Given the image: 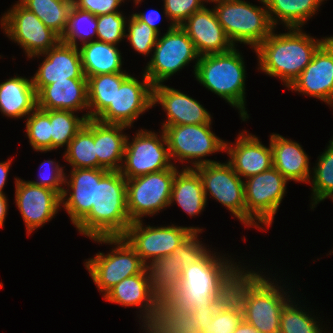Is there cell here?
Returning a JSON list of instances; mask_svg holds the SVG:
<instances>
[{
	"mask_svg": "<svg viewBox=\"0 0 333 333\" xmlns=\"http://www.w3.org/2000/svg\"><path fill=\"white\" fill-rule=\"evenodd\" d=\"M221 259L208 252L199 262L187 266L182 271L180 287L168 300L179 309L191 311L207 310L218 299H227L241 269Z\"/></svg>",
	"mask_w": 333,
	"mask_h": 333,
	"instance_id": "1",
	"label": "cell"
},
{
	"mask_svg": "<svg viewBox=\"0 0 333 333\" xmlns=\"http://www.w3.org/2000/svg\"><path fill=\"white\" fill-rule=\"evenodd\" d=\"M288 33L270 35L255 49L260 70L279 77L286 87L301 74L311 62L314 53L327 40H316L300 28H289ZM292 30V31H291Z\"/></svg>",
	"mask_w": 333,
	"mask_h": 333,
	"instance_id": "2",
	"label": "cell"
},
{
	"mask_svg": "<svg viewBox=\"0 0 333 333\" xmlns=\"http://www.w3.org/2000/svg\"><path fill=\"white\" fill-rule=\"evenodd\" d=\"M127 179L120 171H108L96 182L95 205L75 226L88 237L122 236L132 223L127 211Z\"/></svg>",
	"mask_w": 333,
	"mask_h": 333,
	"instance_id": "3",
	"label": "cell"
},
{
	"mask_svg": "<svg viewBox=\"0 0 333 333\" xmlns=\"http://www.w3.org/2000/svg\"><path fill=\"white\" fill-rule=\"evenodd\" d=\"M251 272L243 269L235 276L231 295L240 304L246 322L260 333H279L282 308L291 298L286 299L274 283Z\"/></svg>",
	"mask_w": 333,
	"mask_h": 333,
	"instance_id": "4",
	"label": "cell"
},
{
	"mask_svg": "<svg viewBox=\"0 0 333 333\" xmlns=\"http://www.w3.org/2000/svg\"><path fill=\"white\" fill-rule=\"evenodd\" d=\"M243 61L235 47L225 53L202 55L195 63L194 74L204 87L238 108L244 121L249 116L245 110Z\"/></svg>",
	"mask_w": 333,
	"mask_h": 333,
	"instance_id": "5",
	"label": "cell"
},
{
	"mask_svg": "<svg viewBox=\"0 0 333 333\" xmlns=\"http://www.w3.org/2000/svg\"><path fill=\"white\" fill-rule=\"evenodd\" d=\"M216 3L214 11L218 22L234 46L235 42H243L255 50L274 31L267 9L242 0H218Z\"/></svg>",
	"mask_w": 333,
	"mask_h": 333,
	"instance_id": "6",
	"label": "cell"
},
{
	"mask_svg": "<svg viewBox=\"0 0 333 333\" xmlns=\"http://www.w3.org/2000/svg\"><path fill=\"white\" fill-rule=\"evenodd\" d=\"M92 239L101 243L117 245L110 254L104 255L100 252L85 263L93 282L101 292H105L104 295L123 279L140 274L147 268L122 236Z\"/></svg>",
	"mask_w": 333,
	"mask_h": 333,
	"instance_id": "7",
	"label": "cell"
},
{
	"mask_svg": "<svg viewBox=\"0 0 333 333\" xmlns=\"http://www.w3.org/2000/svg\"><path fill=\"white\" fill-rule=\"evenodd\" d=\"M170 24L167 32L157 38L151 61L144 71L153 87L162 84L190 61L197 59V62L200 58L195 45L181 26Z\"/></svg>",
	"mask_w": 333,
	"mask_h": 333,
	"instance_id": "8",
	"label": "cell"
},
{
	"mask_svg": "<svg viewBox=\"0 0 333 333\" xmlns=\"http://www.w3.org/2000/svg\"><path fill=\"white\" fill-rule=\"evenodd\" d=\"M288 180L274 167L244 181L246 226H257L258 220L268 227L283 199ZM255 224V225H254Z\"/></svg>",
	"mask_w": 333,
	"mask_h": 333,
	"instance_id": "9",
	"label": "cell"
},
{
	"mask_svg": "<svg viewBox=\"0 0 333 333\" xmlns=\"http://www.w3.org/2000/svg\"><path fill=\"white\" fill-rule=\"evenodd\" d=\"M175 166L146 175L127 179V211L131 222L144 215H154L170 205Z\"/></svg>",
	"mask_w": 333,
	"mask_h": 333,
	"instance_id": "10",
	"label": "cell"
},
{
	"mask_svg": "<svg viewBox=\"0 0 333 333\" xmlns=\"http://www.w3.org/2000/svg\"><path fill=\"white\" fill-rule=\"evenodd\" d=\"M210 125L211 123L163 126L162 130L166 136L171 159L177 157L181 162L195 159L192 163L194 167L186 168L217 163V161L201 159L214 152L225 150V141L215 136L210 130Z\"/></svg>",
	"mask_w": 333,
	"mask_h": 333,
	"instance_id": "11",
	"label": "cell"
},
{
	"mask_svg": "<svg viewBox=\"0 0 333 333\" xmlns=\"http://www.w3.org/2000/svg\"><path fill=\"white\" fill-rule=\"evenodd\" d=\"M1 23L5 34L19 43L29 58L40 56L61 41L57 33L20 2L1 18Z\"/></svg>",
	"mask_w": 333,
	"mask_h": 333,
	"instance_id": "12",
	"label": "cell"
},
{
	"mask_svg": "<svg viewBox=\"0 0 333 333\" xmlns=\"http://www.w3.org/2000/svg\"><path fill=\"white\" fill-rule=\"evenodd\" d=\"M155 132L136 133L133 142L126 140L124 165L120 172L126 179L158 172L173 167L164 131L158 138ZM165 145V146H164ZM166 147V148H165Z\"/></svg>",
	"mask_w": 333,
	"mask_h": 333,
	"instance_id": "13",
	"label": "cell"
},
{
	"mask_svg": "<svg viewBox=\"0 0 333 333\" xmlns=\"http://www.w3.org/2000/svg\"><path fill=\"white\" fill-rule=\"evenodd\" d=\"M193 231L201 232L202 229L196 227H143L142 220L132 222L122 237L135 250L141 260L147 265L156 259L165 257L173 253L176 247L182 243Z\"/></svg>",
	"mask_w": 333,
	"mask_h": 333,
	"instance_id": "14",
	"label": "cell"
},
{
	"mask_svg": "<svg viewBox=\"0 0 333 333\" xmlns=\"http://www.w3.org/2000/svg\"><path fill=\"white\" fill-rule=\"evenodd\" d=\"M195 170L201 178L206 199L209 192L246 225L244 181L232 166L228 162L226 164L217 162L200 165L195 167Z\"/></svg>",
	"mask_w": 333,
	"mask_h": 333,
	"instance_id": "15",
	"label": "cell"
},
{
	"mask_svg": "<svg viewBox=\"0 0 333 333\" xmlns=\"http://www.w3.org/2000/svg\"><path fill=\"white\" fill-rule=\"evenodd\" d=\"M150 107H153V86L150 80L143 74L141 83L129 75L117 88L113 102L96 120L130 127Z\"/></svg>",
	"mask_w": 333,
	"mask_h": 333,
	"instance_id": "16",
	"label": "cell"
},
{
	"mask_svg": "<svg viewBox=\"0 0 333 333\" xmlns=\"http://www.w3.org/2000/svg\"><path fill=\"white\" fill-rule=\"evenodd\" d=\"M16 205L27 227L28 235L49 222L61 206V196L47 187H41L15 178Z\"/></svg>",
	"mask_w": 333,
	"mask_h": 333,
	"instance_id": "17",
	"label": "cell"
},
{
	"mask_svg": "<svg viewBox=\"0 0 333 333\" xmlns=\"http://www.w3.org/2000/svg\"><path fill=\"white\" fill-rule=\"evenodd\" d=\"M288 88L333 106V47L327 41Z\"/></svg>",
	"mask_w": 333,
	"mask_h": 333,
	"instance_id": "18",
	"label": "cell"
},
{
	"mask_svg": "<svg viewBox=\"0 0 333 333\" xmlns=\"http://www.w3.org/2000/svg\"><path fill=\"white\" fill-rule=\"evenodd\" d=\"M104 299L125 307L143 305L141 308H145L142 311L145 312L143 318L146 331L156 320L160 299L152 289L148 267L142 273L120 281L104 295Z\"/></svg>",
	"mask_w": 333,
	"mask_h": 333,
	"instance_id": "19",
	"label": "cell"
},
{
	"mask_svg": "<svg viewBox=\"0 0 333 333\" xmlns=\"http://www.w3.org/2000/svg\"><path fill=\"white\" fill-rule=\"evenodd\" d=\"M47 55L32 77L38 93L44 86L68 79H87L82 70L79 48L59 42L55 47L42 53Z\"/></svg>",
	"mask_w": 333,
	"mask_h": 333,
	"instance_id": "20",
	"label": "cell"
},
{
	"mask_svg": "<svg viewBox=\"0 0 333 333\" xmlns=\"http://www.w3.org/2000/svg\"><path fill=\"white\" fill-rule=\"evenodd\" d=\"M181 28L189 36L200 56L225 53L235 47L218 22L214 9L206 6L193 13Z\"/></svg>",
	"mask_w": 333,
	"mask_h": 333,
	"instance_id": "21",
	"label": "cell"
},
{
	"mask_svg": "<svg viewBox=\"0 0 333 333\" xmlns=\"http://www.w3.org/2000/svg\"><path fill=\"white\" fill-rule=\"evenodd\" d=\"M159 103L167 112L163 126L211 123V116L198 101L186 94L159 84L153 87V106Z\"/></svg>",
	"mask_w": 333,
	"mask_h": 333,
	"instance_id": "22",
	"label": "cell"
},
{
	"mask_svg": "<svg viewBox=\"0 0 333 333\" xmlns=\"http://www.w3.org/2000/svg\"><path fill=\"white\" fill-rule=\"evenodd\" d=\"M225 151L231 157L228 163L240 177L243 176L245 179L273 167L271 146L267 148L257 137L245 134V131L239 134L234 147L225 142Z\"/></svg>",
	"mask_w": 333,
	"mask_h": 333,
	"instance_id": "23",
	"label": "cell"
},
{
	"mask_svg": "<svg viewBox=\"0 0 333 333\" xmlns=\"http://www.w3.org/2000/svg\"><path fill=\"white\" fill-rule=\"evenodd\" d=\"M108 171L98 168H79L72 169L70 181L65 177L64 183H68L72 192H69L67 201L61 198V204L64 205L75 226L90 212L92 205H95L96 182H99Z\"/></svg>",
	"mask_w": 333,
	"mask_h": 333,
	"instance_id": "24",
	"label": "cell"
},
{
	"mask_svg": "<svg viewBox=\"0 0 333 333\" xmlns=\"http://www.w3.org/2000/svg\"><path fill=\"white\" fill-rule=\"evenodd\" d=\"M37 108L41 110L88 109L87 79H66L44 86L37 93Z\"/></svg>",
	"mask_w": 333,
	"mask_h": 333,
	"instance_id": "25",
	"label": "cell"
},
{
	"mask_svg": "<svg viewBox=\"0 0 333 333\" xmlns=\"http://www.w3.org/2000/svg\"><path fill=\"white\" fill-rule=\"evenodd\" d=\"M273 167L277 169L288 181L310 182V168L308 156L301 145L292 140L285 139L279 134L270 136Z\"/></svg>",
	"mask_w": 333,
	"mask_h": 333,
	"instance_id": "26",
	"label": "cell"
},
{
	"mask_svg": "<svg viewBox=\"0 0 333 333\" xmlns=\"http://www.w3.org/2000/svg\"><path fill=\"white\" fill-rule=\"evenodd\" d=\"M122 124H106L94 119V143L98 162L109 171H120L124 159L127 136ZM119 162H122L121 164Z\"/></svg>",
	"mask_w": 333,
	"mask_h": 333,
	"instance_id": "27",
	"label": "cell"
},
{
	"mask_svg": "<svg viewBox=\"0 0 333 333\" xmlns=\"http://www.w3.org/2000/svg\"><path fill=\"white\" fill-rule=\"evenodd\" d=\"M37 108V92L32 79L13 77L0 83V111L8 117L20 118Z\"/></svg>",
	"mask_w": 333,
	"mask_h": 333,
	"instance_id": "28",
	"label": "cell"
},
{
	"mask_svg": "<svg viewBox=\"0 0 333 333\" xmlns=\"http://www.w3.org/2000/svg\"><path fill=\"white\" fill-rule=\"evenodd\" d=\"M177 204L190 216L199 214L206 206V196L198 172L194 168H184L176 172L172 183L170 204Z\"/></svg>",
	"mask_w": 333,
	"mask_h": 333,
	"instance_id": "29",
	"label": "cell"
},
{
	"mask_svg": "<svg viewBox=\"0 0 333 333\" xmlns=\"http://www.w3.org/2000/svg\"><path fill=\"white\" fill-rule=\"evenodd\" d=\"M79 51L86 78L123 72L121 71V53L114 44L94 40L83 44Z\"/></svg>",
	"mask_w": 333,
	"mask_h": 333,
	"instance_id": "30",
	"label": "cell"
},
{
	"mask_svg": "<svg viewBox=\"0 0 333 333\" xmlns=\"http://www.w3.org/2000/svg\"><path fill=\"white\" fill-rule=\"evenodd\" d=\"M323 1L324 0H260V2L266 6V9H268L272 25L276 27L279 18L288 29L301 28L304 22L315 14Z\"/></svg>",
	"mask_w": 333,
	"mask_h": 333,
	"instance_id": "31",
	"label": "cell"
},
{
	"mask_svg": "<svg viewBox=\"0 0 333 333\" xmlns=\"http://www.w3.org/2000/svg\"><path fill=\"white\" fill-rule=\"evenodd\" d=\"M128 76V74L120 72L87 78L88 109H90L86 113L87 119H97L109 107L117 88Z\"/></svg>",
	"mask_w": 333,
	"mask_h": 333,
	"instance_id": "32",
	"label": "cell"
},
{
	"mask_svg": "<svg viewBox=\"0 0 333 333\" xmlns=\"http://www.w3.org/2000/svg\"><path fill=\"white\" fill-rule=\"evenodd\" d=\"M198 322L192 311L179 309L168 299L160 300L156 320L146 333H202Z\"/></svg>",
	"mask_w": 333,
	"mask_h": 333,
	"instance_id": "33",
	"label": "cell"
},
{
	"mask_svg": "<svg viewBox=\"0 0 333 333\" xmlns=\"http://www.w3.org/2000/svg\"><path fill=\"white\" fill-rule=\"evenodd\" d=\"M64 157L73 169L98 168L105 169L96 155L94 143V119H87L82 129L70 141Z\"/></svg>",
	"mask_w": 333,
	"mask_h": 333,
	"instance_id": "34",
	"label": "cell"
},
{
	"mask_svg": "<svg viewBox=\"0 0 333 333\" xmlns=\"http://www.w3.org/2000/svg\"><path fill=\"white\" fill-rule=\"evenodd\" d=\"M148 269L152 289L160 300L168 299L180 287L182 266L172 254L156 259Z\"/></svg>",
	"mask_w": 333,
	"mask_h": 333,
	"instance_id": "35",
	"label": "cell"
},
{
	"mask_svg": "<svg viewBox=\"0 0 333 333\" xmlns=\"http://www.w3.org/2000/svg\"><path fill=\"white\" fill-rule=\"evenodd\" d=\"M19 2L60 37L64 34L74 5L73 0H19Z\"/></svg>",
	"mask_w": 333,
	"mask_h": 333,
	"instance_id": "36",
	"label": "cell"
},
{
	"mask_svg": "<svg viewBox=\"0 0 333 333\" xmlns=\"http://www.w3.org/2000/svg\"><path fill=\"white\" fill-rule=\"evenodd\" d=\"M87 121V115L81 118L70 110H50L51 150L69 145L70 141L82 129Z\"/></svg>",
	"mask_w": 333,
	"mask_h": 333,
	"instance_id": "37",
	"label": "cell"
},
{
	"mask_svg": "<svg viewBox=\"0 0 333 333\" xmlns=\"http://www.w3.org/2000/svg\"><path fill=\"white\" fill-rule=\"evenodd\" d=\"M96 30L97 16L73 5L64 34L60 37L61 42L78 47L76 39H80L83 44L94 41L91 38L97 35Z\"/></svg>",
	"mask_w": 333,
	"mask_h": 333,
	"instance_id": "38",
	"label": "cell"
},
{
	"mask_svg": "<svg viewBox=\"0 0 333 333\" xmlns=\"http://www.w3.org/2000/svg\"><path fill=\"white\" fill-rule=\"evenodd\" d=\"M325 153L319 157V162L314 168L312 179L313 205L315 207L326 198L333 200V139L329 142Z\"/></svg>",
	"mask_w": 333,
	"mask_h": 333,
	"instance_id": "39",
	"label": "cell"
},
{
	"mask_svg": "<svg viewBox=\"0 0 333 333\" xmlns=\"http://www.w3.org/2000/svg\"><path fill=\"white\" fill-rule=\"evenodd\" d=\"M27 118L26 132L29 142L36 151H51L50 110L36 108Z\"/></svg>",
	"mask_w": 333,
	"mask_h": 333,
	"instance_id": "40",
	"label": "cell"
},
{
	"mask_svg": "<svg viewBox=\"0 0 333 333\" xmlns=\"http://www.w3.org/2000/svg\"><path fill=\"white\" fill-rule=\"evenodd\" d=\"M243 319L242 308L230 295L215 312L202 333H233Z\"/></svg>",
	"mask_w": 333,
	"mask_h": 333,
	"instance_id": "41",
	"label": "cell"
},
{
	"mask_svg": "<svg viewBox=\"0 0 333 333\" xmlns=\"http://www.w3.org/2000/svg\"><path fill=\"white\" fill-rule=\"evenodd\" d=\"M290 302L282 308L279 333H322L313 317Z\"/></svg>",
	"mask_w": 333,
	"mask_h": 333,
	"instance_id": "42",
	"label": "cell"
},
{
	"mask_svg": "<svg viewBox=\"0 0 333 333\" xmlns=\"http://www.w3.org/2000/svg\"><path fill=\"white\" fill-rule=\"evenodd\" d=\"M128 20V38L132 48L142 55H148L156 45L159 34L146 23L140 21L134 14Z\"/></svg>",
	"mask_w": 333,
	"mask_h": 333,
	"instance_id": "43",
	"label": "cell"
},
{
	"mask_svg": "<svg viewBox=\"0 0 333 333\" xmlns=\"http://www.w3.org/2000/svg\"><path fill=\"white\" fill-rule=\"evenodd\" d=\"M126 23L120 11L97 16V41L117 45L125 37Z\"/></svg>",
	"mask_w": 333,
	"mask_h": 333,
	"instance_id": "44",
	"label": "cell"
},
{
	"mask_svg": "<svg viewBox=\"0 0 333 333\" xmlns=\"http://www.w3.org/2000/svg\"><path fill=\"white\" fill-rule=\"evenodd\" d=\"M197 233L200 232L193 231L182 243H180L176 249L171 253L176 257L178 264H181L182 271L187 266H192L193 264L199 262L210 250L207 251L203 244L197 239Z\"/></svg>",
	"mask_w": 333,
	"mask_h": 333,
	"instance_id": "45",
	"label": "cell"
},
{
	"mask_svg": "<svg viewBox=\"0 0 333 333\" xmlns=\"http://www.w3.org/2000/svg\"><path fill=\"white\" fill-rule=\"evenodd\" d=\"M203 2L204 0H164V14L172 20L174 26H181L193 13L204 7Z\"/></svg>",
	"mask_w": 333,
	"mask_h": 333,
	"instance_id": "46",
	"label": "cell"
},
{
	"mask_svg": "<svg viewBox=\"0 0 333 333\" xmlns=\"http://www.w3.org/2000/svg\"><path fill=\"white\" fill-rule=\"evenodd\" d=\"M54 164H55V166H54ZM41 168H43L45 171L47 169H49V170H51V172L49 171L48 174L39 173V175H40L39 177L41 180L39 182L38 181H29V182L34 185H37V186L47 187L52 190H55L61 196V198H66L68 191L65 188L60 186V185L65 184L64 182H65L66 176H65V173H63V168L59 167V165L56 164V162L54 163V161H51V160H47V161L43 162L40 166V169Z\"/></svg>",
	"mask_w": 333,
	"mask_h": 333,
	"instance_id": "47",
	"label": "cell"
},
{
	"mask_svg": "<svg viewBox=\"0 0 333 333\" xmlns=\"http://www.w3.org/2000/svg\"><path fill=\"white\" fill-rule=\"evenodd\" d=\"M74 6L95 16L118 12L121 0H73Z\"/></svg>",
	"mask_w": 333,
	"mask_h": 333,
	"instance_id": "48",
	"label": "cell"
},
{
	"mask_svg": "<svg viewBox=\"0 0 333 333\" xmlns=\"http://www.w3.org/2000/svg\"><path fill=\"white\" fill-rule=\"evenodd\" d=\"M225 300L226 299H218L211 307H208L207 310H191L195 318H198V326L201 331L212 322L215 312Z\"/></svg>",
	"mask_w": 333,
	"mask_h": 333,
	"instance_id": "49",
	"label": "cell"
},
{
	"mask_svg": "<svg viewBox=\"0 0 333 333\" xmlns=\"http://www.w3.org/2000/svg\"><path fill=\"white\" fill-rule=\"evenodd\" d=\"M134 15L159 34L157 21L160 19V13L157 10H150L148 13H134Z\"/></svg>",
	"mask_w": 333,
	"mask_h": 333,
	"instance_id": "50",
	"label": "cell"
},
{
	"mask_svg": "<svg viewBox=\"0 0 333 333\" xmlns=\"http://www.w3.org/2000/svg\"><path fill=\"white\" fill-rule=\"evenodd\" d=\"M11 162V160L2 163L0 162V195H5L3 194L2 189L5 185Z\"/></svg>",
	"mask_w": 333,
	"mask_h": 333,
	"instance_id": "51",
	"label": "cell"
},
{
	"mask_svg": "<svg viewBox=\"0 0 333 333\" xmlns=\"http://www.w3.org/2000/svg\"><path fill=\"white\" fill-rule=\"evenodd\" d=\"M233 333H260L255 327L250 325L244 319L240 322L238 327L234 330Z\"/></svg>",
	"mask_w": 333,
	"mask_h": 333,
	"instance_id": "52",
	"label": "cell"
},
{
	"mask_svg": "<svg viewBox=\"0 0 333 333\" xmlns=\"http://www.w3.org/2000/svg\"><path fill=\"white\" fill-rule=\"evenodd\" d=\"M7 199L5 195H0V227H3V223L7 213Z\"/></svg>",
	"mask_w": 333,
	"mask_h": 333,
	"instance_id": "53",
	"label": "cell"
},
{
	"mask_svg": "<svg viewBox=\"0 0 333 333\" xmlns=\"http://www.w3.org/2000/svg\"><path fill=\"white\" fill-rule=\"evenodd\" d=\"M326 41L333 47V36L332 37H327Z\"/></svg>",
	"mask_w": 333,
	"mask_h": 333,
	"instance_id": "54",
	"label": "cell"
},
{
	"mask_svg": "<svg viewBox=\"0 0 333 333\" xmlns=\"http://www.w3.org/2000/svg\"><path fill=\"white\" fill-rule=\"evenodd\" d=\"M121 1L124 2V0H121ZM134 1H135V5H136L137 3L141 2L142 0H134Z\"/></svg>",
	"mask_w": 333,
	"mask_h": 333,
	"instance_id": "55",
	"label": "cell"
},
{
	"mask_svg": "<svg viewBox=\"0 0 333 333\" xmlns=\"http://www.w3.org/2000/svg\"><path fill=\"white\" fill-rule=\"evenodd\" d=\"M205 2L207 1H209V2H215V1H218V0H204Z\"/></svg>",
	"mask_w": 333,
	"mask_h": 333,
	"instance_id": "56",
	"label": "cell"
}]
</instances>
